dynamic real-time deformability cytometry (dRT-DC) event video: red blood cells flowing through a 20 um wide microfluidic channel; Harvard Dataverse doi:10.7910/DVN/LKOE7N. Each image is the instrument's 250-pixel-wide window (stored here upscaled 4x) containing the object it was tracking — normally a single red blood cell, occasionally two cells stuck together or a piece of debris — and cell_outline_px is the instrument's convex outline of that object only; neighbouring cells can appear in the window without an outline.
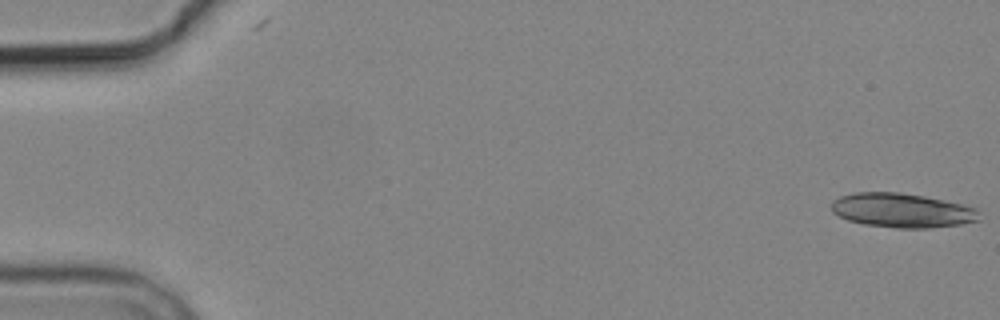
{"species": "common noctule bat (a hibernating species)", "species_latin": "Nyctalus noctula", "temperature_condition": "cold", "stored_images_in_passage": 6, "camera_frame_rate_fps": 3000, "um_per_image_px": 0.085, "animal": {"sex": "male", "body_mass_g": 19.2, "forearm_length_mm": 51.8}, "frame": {"image": 1, "passage_image": 1, "time_ms": 0.0, "image_size_px": [1000, 320], "cell_outline_px": [[980, 220], [960, 224], [928, 228], [896, 228], [864, 224], [848, 220], [832, 212], [832, 200], [840, 196], [852, 192], [900, 192], [924, 196], [944, 200], [976, 208]], "centroid_in_image_um": [76.64, 17.88], "position_along_channel_um": 8.4, "area_um2": 29.48}}
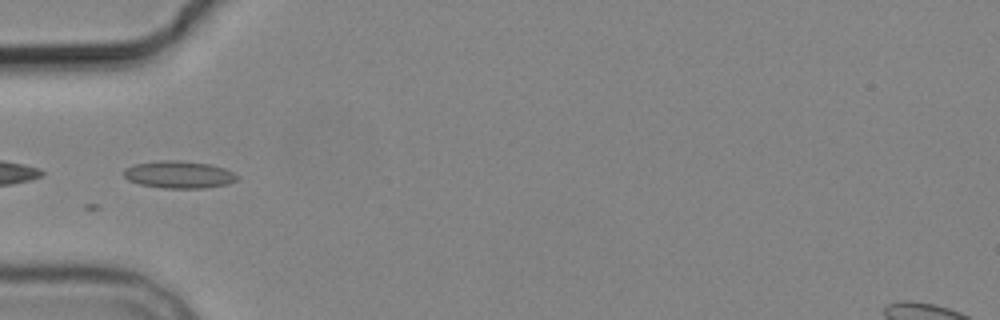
{"frame": {"image": 2, "passage_image": 6, "time_ms": 6.0, "image_size_px": [1000, 320], "cell_outline_px": [[240, 176], [236, 180], [228, 184], [204, 188], [164, 188], [140, 184], [128, 180], [124, 176], [124, 168], [136, 164], [160, 160], [180, 160], [208, 164], [224, 168]], "centroid_in_image_um": [15.21, 14.84], "position_along_channel_um": 69.8, "area_um2": 17.98}}